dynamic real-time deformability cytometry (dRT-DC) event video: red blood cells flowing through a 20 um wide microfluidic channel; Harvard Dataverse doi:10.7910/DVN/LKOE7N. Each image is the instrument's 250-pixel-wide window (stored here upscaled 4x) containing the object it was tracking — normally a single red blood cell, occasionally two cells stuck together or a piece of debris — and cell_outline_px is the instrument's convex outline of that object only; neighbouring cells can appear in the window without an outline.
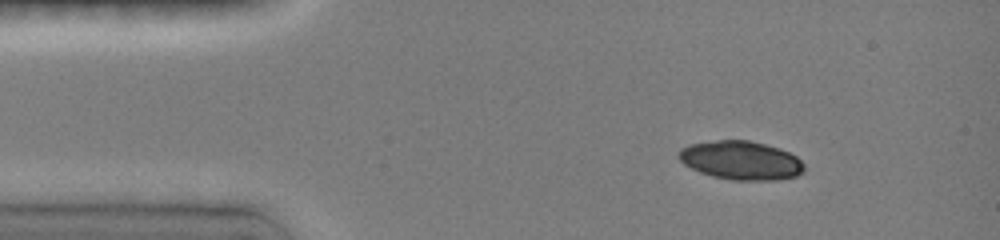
{"species": "common noctule bat (a hibernating species)", "species_latin": "Nyctalus noctula", "temperature_condition": "room temperature", "stored_images_in_passage": 5, "camera_frame_rate_fps": 3000, "um_per_image_px": 0.085, "animal": {"sex": "female", "body_mass_g": 19.0, "forearm_length_mm": 51.5}, "frame": {"image": 1, "passage_image": 2, "time_ms": 1.0, "image_size_px": [1000, 240], "cell_outline_px": [[804, 172], [796, 176], [780, 180], [732, 180], [712, 176], [700, 172], [684, 164], [676, 156], [676, 152], [680, 148], [688, 144], [716, 140], [748, 140], [780, 148], [796, 156], [804, 164]], "centroid_in_image_um": [62.96, 13.63], "position_along_channel_um": 22.0, "area_um2": 28.55}}